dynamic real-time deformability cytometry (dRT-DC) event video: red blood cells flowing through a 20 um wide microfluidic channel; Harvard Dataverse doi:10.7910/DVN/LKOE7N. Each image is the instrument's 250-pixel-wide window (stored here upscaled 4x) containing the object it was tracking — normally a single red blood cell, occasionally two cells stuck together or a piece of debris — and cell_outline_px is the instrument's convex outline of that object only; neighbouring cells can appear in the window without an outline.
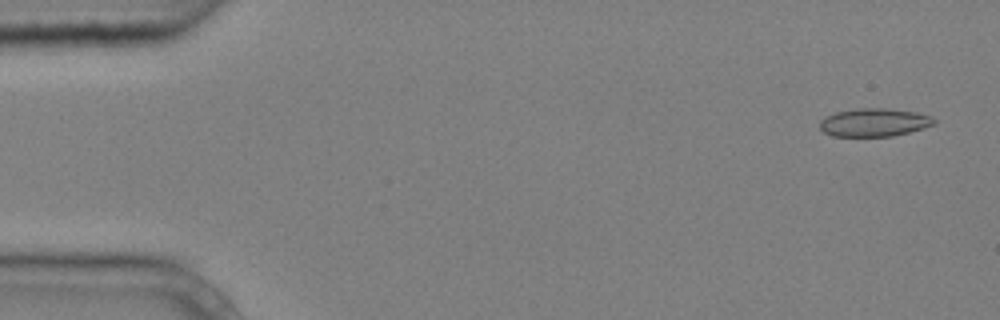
{"species": "common noctule bat (a hibernating species)", "species_latin": "Nyctalus noctula", "temperature_condition": "cold", "stored_images_in_passage": 7, "segment_of_instrument_passage": [1, 2], "camera_frame_rate_fps": 3000, "um_per_image_px": 0.085, "animal": {"sex": "male", "body_mass_g": 20.4}, "frame": {"image": 1, "passage_image": 1, "time_ms": 0.0, "image_size_px": [1000, 320], "cell_outline_px": [[936, 124], [908, 132], [892, 136], [832, 136], [824, 132], [820, 128], [820, 120], [824, 116], [836, 112], [856, 108], [884, 108], [916, 112], [932, 116], [936, 120]], "centroid_in_image_um": [74.29, 10.4], "position_along_channel_um": 10.7, "area_um2": 18.79}}
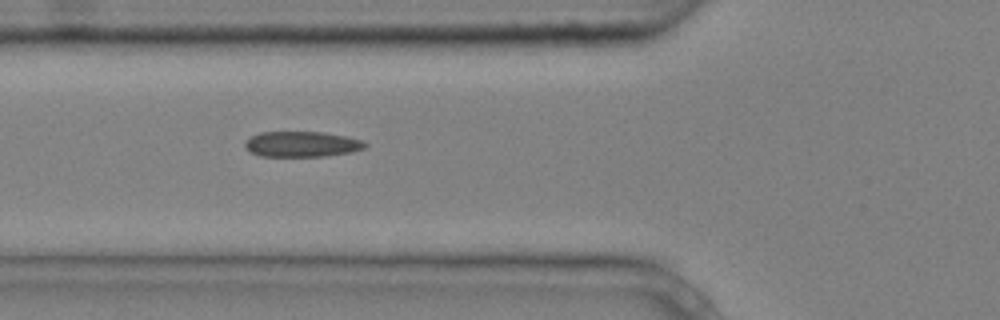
{"frame": {"image": 2, "passage_image": 6, "time_ms": 1.667, "image_size_px": [1000, 320], "cell_outline_px": [[368, 144], [364, 148], [352, 152], [328, 156], [260, 156], [252, 152], [244, 144], [252, 136], [260, 132], [324, 132], [348, 136], [360, 140]], "centroid_in_image_um": [25.71, 12.25], "position_along_channel_um": 100.1, "area_um2": 17.74}}